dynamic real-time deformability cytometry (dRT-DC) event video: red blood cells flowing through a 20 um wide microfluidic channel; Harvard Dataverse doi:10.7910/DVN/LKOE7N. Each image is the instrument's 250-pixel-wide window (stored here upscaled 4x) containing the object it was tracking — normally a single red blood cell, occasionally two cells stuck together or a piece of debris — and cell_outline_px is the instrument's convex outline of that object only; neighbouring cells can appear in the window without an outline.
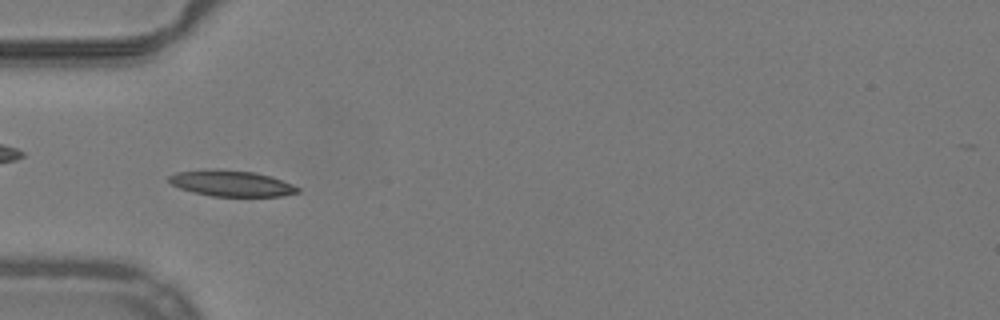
{"species": "common noctule bat (a hibernating species)", "species_latin": "Nyctalus noctula", "temperature_condition": "warm", "stored_images_in_passage": 52, "camera_frame_rate_fps": 3000, "um_per_image_px": 0.085, "animal": {"sex": "male", "body_mass_g": 19.2, "forearm_length_mm": 51.8}, "frame": {"image": 1, "passage_image": 17, "time_ms": 5.333, "image_size_px": [1000, 320], "cell_outline_px": [[300, 192], [284, 196], [212, 196], [192, 192], [180, 188], [172, 184], [168, 180], [168, 176], [176, 172], [216, 168], [256, 172], [272, 176], [292, 184], [300, 188]], "centroid_in_image_um": [19.68, 15.58], "position_along_channel_um": 65.3, "area_um2": 19.71}}
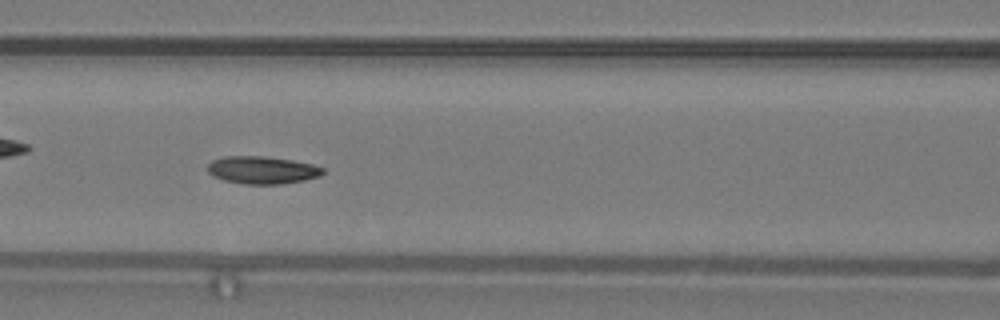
{"frame": {"image": 2, "passage_image": 23, "time_ms": 7.333, "image_size_px": [1000, 320], "cell_outline_px": [[324, 172], [320, 176], [304, 180], [280, 184], [244, 184], [224, 180], [212, 176], [208, 172], [208, 164], [212, 160], [224, 156], [264, 156], [292, 160], [312, 164], [324, 168]], "centroid_in_image_um": [22.27, 14.45], "position_along_channel_um": 144.3, "area_um2": 18.55}}
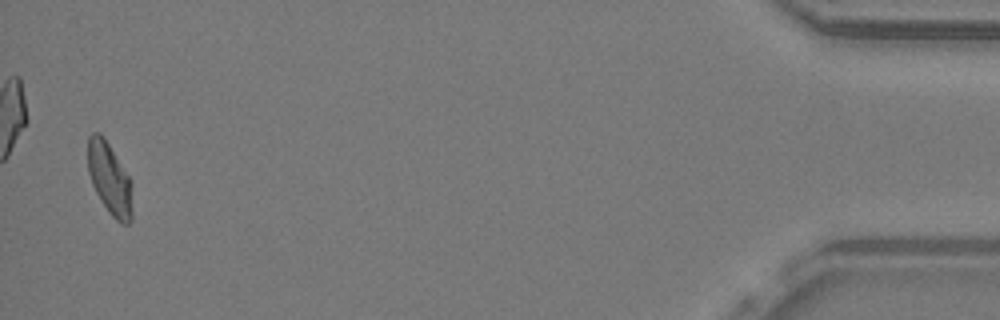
{"frame": {"image": 3, "passage_image": 51, "time_ms": 16.667, "image_size_px": [1000, 320], "cell_outline_px": [[132, 220], [128, 224], [120, 224], [108, 212], [100, 200], [92, 184], [88, 172], [88, 136], [92, 132], [100, 132], [104, 136], [132, 180]], "centroid_in_image_um": [9.33, 15.19], "position_along_channel_um": 425.9, "area_um2": 19.07}, "authors_computed_cell_mechanics": {"area_um2": 18.2359, "velocity_mm_per_s": 3.9673, "shape_relaxation_time_tau1_ms": 8.1801, "shape_relaxation_time_tau2_ms": 3.3773, "deformation_change_tau1": 0.2008, "deformation_change_tau2": 0.0898}}